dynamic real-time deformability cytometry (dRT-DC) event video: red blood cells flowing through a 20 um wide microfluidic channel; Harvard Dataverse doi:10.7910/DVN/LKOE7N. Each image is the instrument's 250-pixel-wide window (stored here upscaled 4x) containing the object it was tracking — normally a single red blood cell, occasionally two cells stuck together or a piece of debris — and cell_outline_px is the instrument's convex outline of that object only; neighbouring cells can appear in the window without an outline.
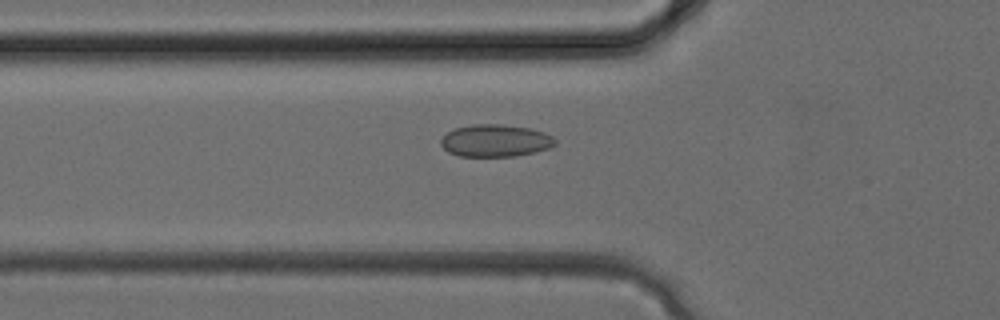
{"species": "common noctule bat (a hibernating species)", "species_latin": "Nyctalus noctula", "temperature_condition": "cold", "stored_images_in_passage": 31, "camera_frame_rate_fps": 3000, "um_per_image_px": 0.085, "animal": {"sex": "female", "body_mass_g": 24.6, "forearm_length_mm": 56.2}, "frame": {"image": 1, "passage_image": 10, "time_ms": 3.0, "image_size_px": [1000, 320], "cell_outline_px": [[556, 144], [548, 148], [536, 152], [516, 156], [460, 156], [448, 152], [440, 144], [440, 140], [448, 132], [456, 128], [472, 124], [500, 124], [528, 128], [544, 132], [552, 136], [556, 140]], "centroid_in_image_um": [42.11, 11.96], "position_along_channel_um": 83.7, "area_um2": 21.44}}
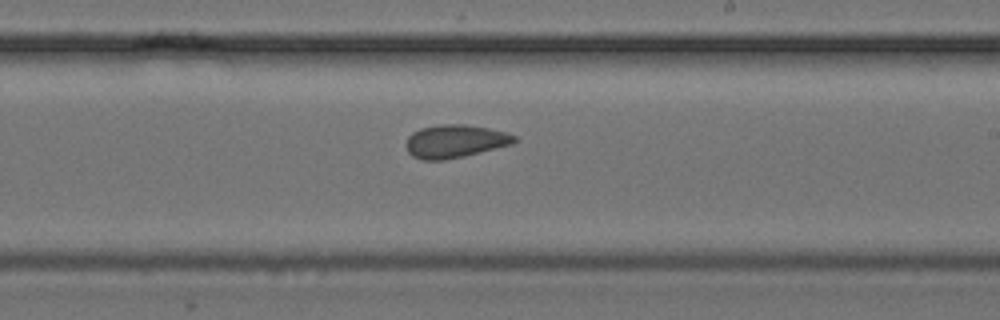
{"frame": {"image": 2, "passage_image": 18, "time_ms": 5.667, "image_size_px": [1000, 320], "cell_outline_px": [[516, 140], [512, 144], [464, 156], [444, 160], [420, 160], [412, 156], [408, 152], [404, 144], [408, 136], [412, 132], [420, 128], [440, 124], [464, 124], [488, 128], [508, 132], [516, 136]], "centroid_in_image_um": [38.64, 12.0], "position_along_channel_um": 250.4, "area_um2": 21.04}}
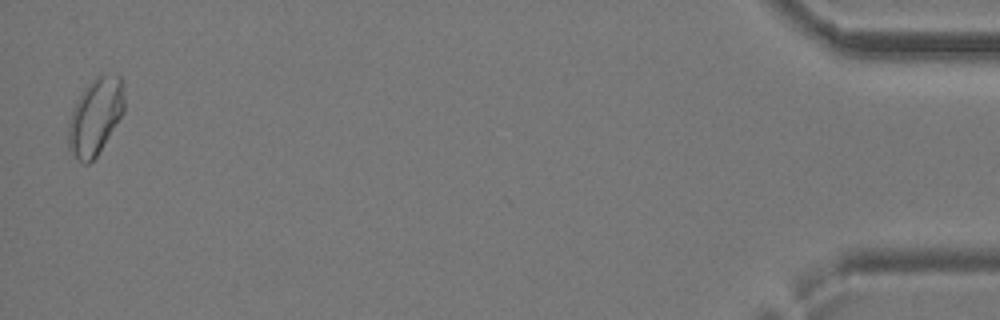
{"frame": {"image": 3, "passage_image": 31, "time_ms": 10.0, "image_size_px": [1000, 320], "cell_outline_px": [[124, 112], [96, 156], [88, 164], [84, 164], [68, 148], [68, 124], [76, 100], [84, 88], [92, 80], [100, 76], [120, 76], [124, 84]], "centroid_in_image_um": [8.11, 9.89], "position_along_channel_um": 427.1, "area_um2": 24.57}}